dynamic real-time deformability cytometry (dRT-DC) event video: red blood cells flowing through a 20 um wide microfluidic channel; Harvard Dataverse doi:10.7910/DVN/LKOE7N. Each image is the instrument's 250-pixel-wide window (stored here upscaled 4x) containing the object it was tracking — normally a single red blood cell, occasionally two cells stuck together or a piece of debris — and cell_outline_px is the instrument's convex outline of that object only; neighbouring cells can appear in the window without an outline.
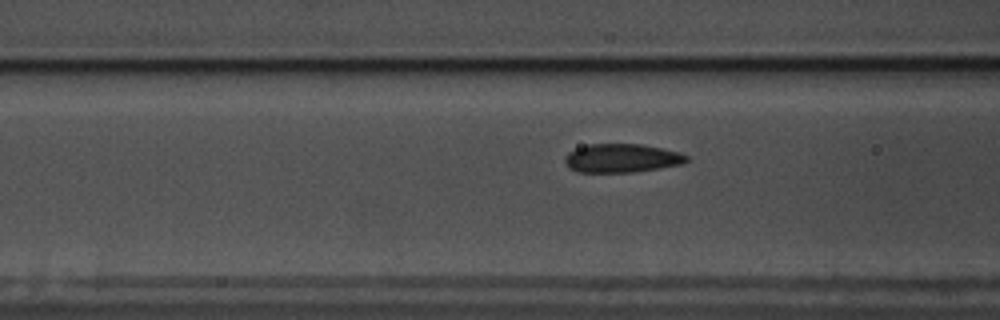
{"species": "common noctule bat (a hibernating species)", "species_latin": "Nyctalus noctula", "temperature_condition": "warm", "stored_images_in_passage": 59, "camera_frame_rate_fps": 3000, "um_per_image_px": 0.085, "animal": {"sex": "male", "body_mass_g": 17.5, "forearm_length_mm": 52.3}, "frame": {"image": 1, "passage_image": 23, "time_ms": 7.333, "image_size_px": [1000, 320], "cell_outline_px": [[692, 160], [684, 164], [632, 172], [576, 172], [568, 168], [564, 160], [564, 156], [568, 152], [576, 148], [588, 144], [640, 144], [680, 152], [688, 156]], "centroid_in_image_um": [52.85, 13.45], "position_along_channel_um": 113.8, "area_um2": 20.52}}
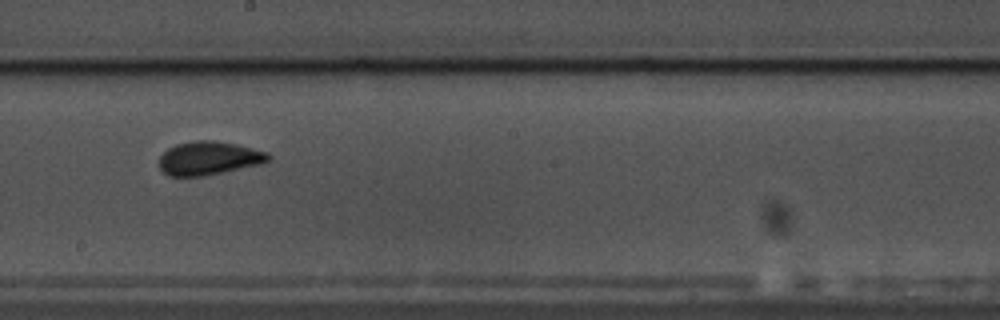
{"frame": {"image": 2, "passage_image": 33, "time_ms": 10.667, "image_size_px": [1000, 320], "cell_outline_px": [[272, 160], [264, 164], [204, 176], [168, 176], [160, 168], [160, 156], [168, 148], [176, 144], [196, 140], [212, 140], [236, 144], [268, 152], [272, 156]], "centroid_in_image_um": [17.81, 13.45], "position_along_channel_um": 230.4, "area_um2": 21.56}}
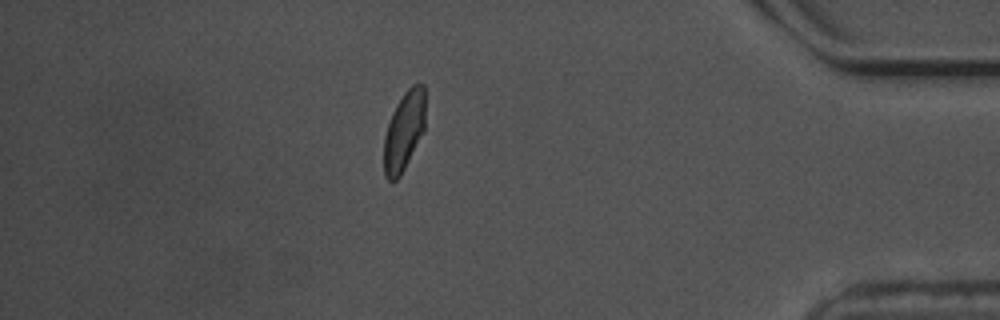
{"frame": {"image": 3, "passage_image": 51, "time_ms": 16.667, "image_size_px": [1000, 320], "cell_outline_px": [[424, 132], [400, 176], [396, 180], [388, 180], [384, 176], [384, 136], [392, 112], [396, 104], [404, 92], [412, 84], [424, 84]], "centroid_in_image_um": [34.33, 11.14], "position_along_channel_um": 400.9, "area_um2": 19.07}, "authors_computed_cell_mechanics": {"area_um2": 19.9988, "velocity_mm_per_s": 3.5145, "shape_relaxation_time_tau1_ms": 5.1422, "shape_relaxation_time_tau2_ms": null, "deformation_change_tau1": 0.117, "deformation_change_tau2": null}}